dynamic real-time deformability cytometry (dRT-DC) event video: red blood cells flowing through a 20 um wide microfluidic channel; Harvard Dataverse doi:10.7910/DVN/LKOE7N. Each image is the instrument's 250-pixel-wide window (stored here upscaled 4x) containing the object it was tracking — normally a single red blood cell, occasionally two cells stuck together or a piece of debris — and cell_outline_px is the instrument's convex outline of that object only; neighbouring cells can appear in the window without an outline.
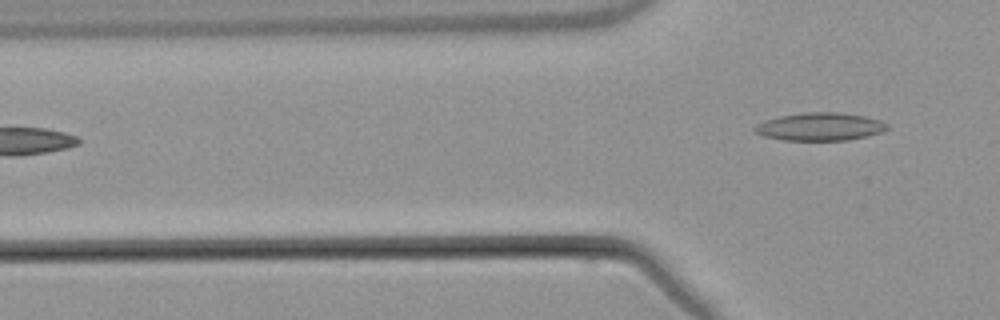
{"species": "common noctule bat (a hibernating species)", "species_latin": "Nyctalus noctula", "temperature_condition": "warm", "stored_images_in_passage": 2, "camera_frame_rate_fps": 3000, "um_per_image_px": 0.085, "animal": {"sex": "male", "body_mass_g": 21.5, "forearm_length_mm": 52.0}, "frame": {"image": 1, "passage_image": 2, "time_ms": 1.333, "image_size_px": [1000, 320], "cell_outline_px": [[888, 128], [884, 132], [868, 136], [848, 140], [784, 140], [764, 136], [756, 132], [752, 128], [756, 124], [764, 120], [780, 116], [804, 112], [840, 112], [864, 116], [880, 120], [888, 124]], "centroid_in_image_um": [69.72, 10.76], "position_along_channel_um": 56.1, "area_um2": 21.68}}